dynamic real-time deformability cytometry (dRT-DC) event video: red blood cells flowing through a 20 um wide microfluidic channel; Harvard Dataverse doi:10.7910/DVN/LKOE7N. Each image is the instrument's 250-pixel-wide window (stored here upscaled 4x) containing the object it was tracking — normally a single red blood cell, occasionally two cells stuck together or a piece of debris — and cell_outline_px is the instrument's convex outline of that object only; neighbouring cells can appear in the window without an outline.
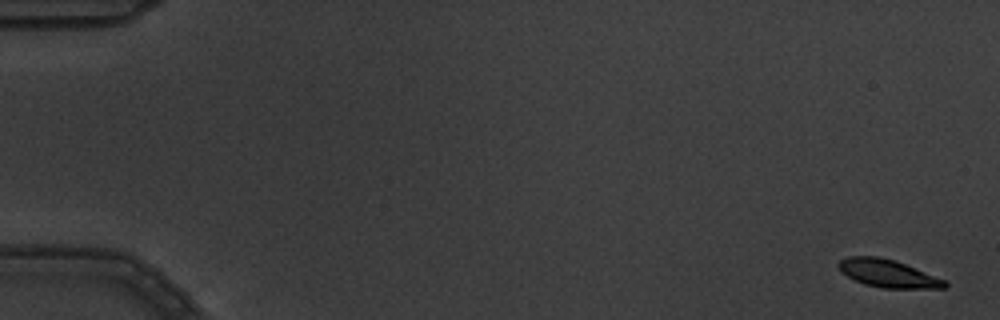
{"species": "common noctule bat (a hibernating species)", "species_latin": "Nyctalus noctula", "temperature_condition": "warm", "stored_images_in_passage": 6, "camera_frame_rate_fps": 3000, "um_per_image_px": 0.085, "animal": {"sex": "male", "body_mass_g": 19.5, "forearm_length_mm": 54.6}, "frame": {"image": 1, "passage_image": 1, "time_ms": 0.0, "image_size_px": [1000, 320], "cell_outline_px": [[948, 284], [944, 288], [884, 288], [864, 284], [840, 272], [836, 264], [840, 260], [848, 256], [876, 256], [896, 260], [944, 280]], "centroid_in_image_um": [75.42, 23.23], "position_along_channel_um": 9.6, "area_um2": 17.05}}
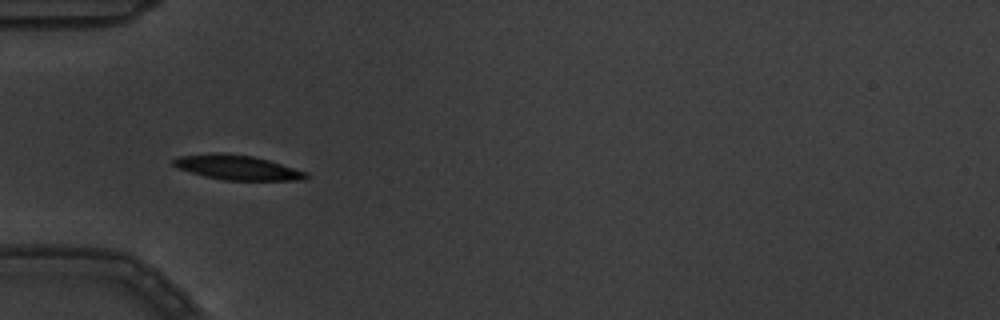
{"frame": {"image": 2, "passage_image": 5, "time_ms": 1.333, "image_size_px": [1000, 320], "cell_outline_px": [[312, 176], [308, 180], [224, 180], [204, 176], [180, 168], [172, 164], [172, 160], [180, 156], [212, 152], [220, 152], [252, 156], [268, 160], [308, 172]], "centroid_in_image_um": [20.23, 14.23], "position_along_channel_um": 64.8, "area_um2": 19.13}}